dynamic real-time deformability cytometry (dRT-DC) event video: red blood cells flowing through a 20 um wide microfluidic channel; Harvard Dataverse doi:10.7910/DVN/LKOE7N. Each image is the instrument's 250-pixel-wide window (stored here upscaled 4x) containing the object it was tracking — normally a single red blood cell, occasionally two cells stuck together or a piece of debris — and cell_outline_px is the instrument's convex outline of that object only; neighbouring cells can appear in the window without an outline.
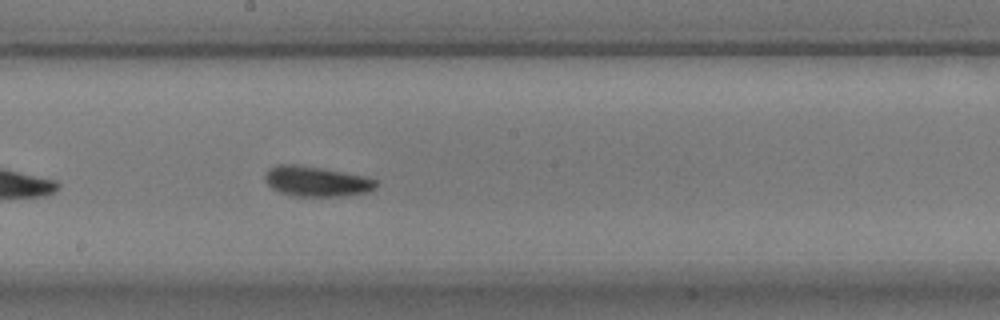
{"species": "common noctule bat (a hibernating species)", "species_latin": "Nyctalus noctula", "temperature_condition": "warm", "stored_images_in_passage": 34, "camera_frame_rate_fps": 3000, "um_per_image_px": 0.085, "animal": {"sex": "male", "body_mass_g": 17.9}, "frame": {"image": 1, "passage_image": 15, "time_ms": 4.667, "image_size_px": [1000, 320], "cell_outline_px": [[380, 184], [376, 188], [368, 192], [344, 196], [292, 196], [280, 192], [272, 188], [264, 180], [264, 176], [268, 168], [276, 164], [296, 164], [320, 168], [364, 176], [376, 180]], "centroid_in_image_um": [26.89, 15.42], "position_along_channel_um": 221.3, "area_um2": 19.65}, "authors_computed_cell_mechanics": {"area_um2": 18.6116, "velocity_mm_per_s": 3.7292, "shape_relaxation_time_tau1_ms": 3.2374, "shape_relaxation_time_tau2_ms": 2.0545, "deformation_change_tau1": 0.1064, "deformation_change_tau2": 0.067}}